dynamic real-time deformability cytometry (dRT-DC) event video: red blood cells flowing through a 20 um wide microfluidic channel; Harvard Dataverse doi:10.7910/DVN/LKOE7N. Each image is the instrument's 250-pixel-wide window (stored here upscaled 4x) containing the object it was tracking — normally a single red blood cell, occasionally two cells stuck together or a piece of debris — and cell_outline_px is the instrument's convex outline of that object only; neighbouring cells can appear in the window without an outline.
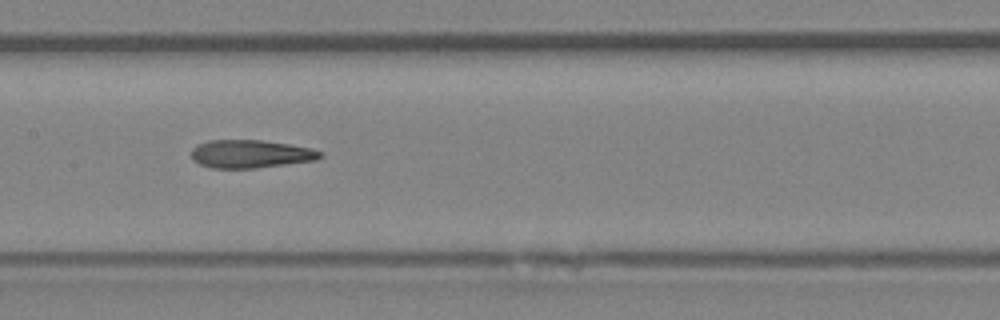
{"species": "Egyptian fruit bat (a non-hibernating species)", "species_latin": "Rousettus aegyptiacus", "temperature_condition": "room temperature", "stored_images_in_passage": 9, "camera_frame_rate_fps": 3000, "um_per_image_px": 0.085, "animal": {"sex": "female"}, "frame": {"image": 1, "passage_image": 7, "time_ms": 7.0, "image_size_px": [1000, 320], "cell_outline_px": [[324, 156], [316, 160], [256, 168], [212, 168], [200, 164], [192, 160], [192, 148], [196, 144], [208, 140], [260, 140], [288, 144], [312, 148], [324, 152]], "centroid_in_image_um": [21.31, 13.08], "position_along_channel_um": 186.1, "area_um2": 21.21}}